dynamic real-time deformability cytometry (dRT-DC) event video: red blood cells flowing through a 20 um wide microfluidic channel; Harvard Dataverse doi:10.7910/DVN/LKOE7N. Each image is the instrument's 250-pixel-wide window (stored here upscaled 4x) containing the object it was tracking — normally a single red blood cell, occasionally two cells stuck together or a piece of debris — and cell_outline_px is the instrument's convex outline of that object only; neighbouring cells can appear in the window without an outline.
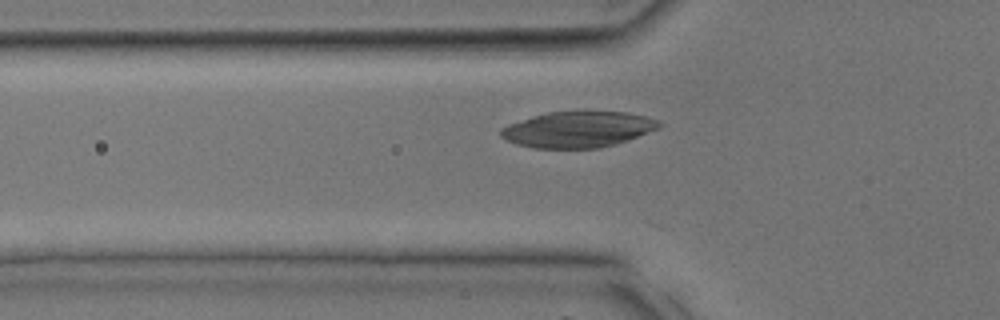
{"species": "common noctule bat (a hibernating species)", "species_latin": "Nyctalus noctula", "temperature_condition": "room temperature", "stored_images_in_passage": 22, "camera_frame_rate_fps": 3000, "um_per_image_px": 0.085, "animal": {"sex": "male", "body_mass_g": 17.9, "forearm_length_mm": 54.2}, "frame": {"image": 1, "passage_image": 3, "time_ms": 0.667, "image_size_px": [1000, 320], "cell_outline_px": [[664, 124], [660, 128], [628, 140], [616, 144], [600, 148], [532, 148], [516, 144], [500, 136], [500, 128], [508, 124], [532, 116], [548, 112], [628, 112], [648, 116]], "centroid_in_image_um": [49.14, 11.0], "position_along_channel_um": 76.7, "area_um2": 33.23}}
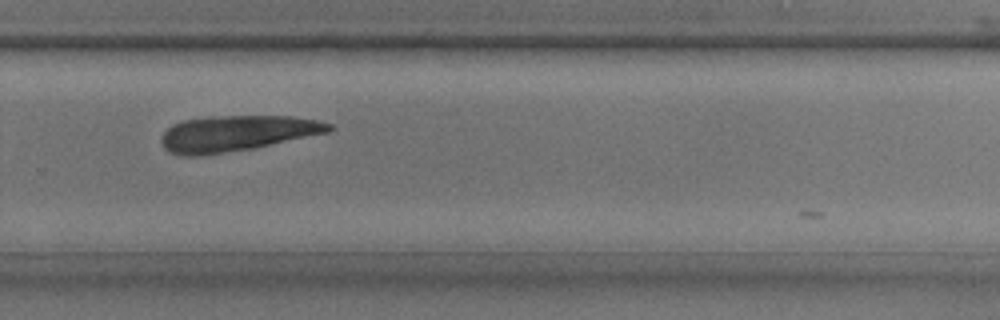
{"frame": {"image": 2, "passage_image": 15, "time_ms": 4.667, "image_size_px": [1000, 320], "cell_outline_px": [[336, 128], [328, 132], [252, 148], [196, 156], [180, 156], [168, 152], [164, 148], [160, 140], [164, 132], [172, 124], [184, 120], [212, 116], [292, 116], [316, 120], [332, 124]], "centroid_in_image_um": [20.09, 11.33], "position_along_channel_um": 309.7, "area_um2": 34.74}}